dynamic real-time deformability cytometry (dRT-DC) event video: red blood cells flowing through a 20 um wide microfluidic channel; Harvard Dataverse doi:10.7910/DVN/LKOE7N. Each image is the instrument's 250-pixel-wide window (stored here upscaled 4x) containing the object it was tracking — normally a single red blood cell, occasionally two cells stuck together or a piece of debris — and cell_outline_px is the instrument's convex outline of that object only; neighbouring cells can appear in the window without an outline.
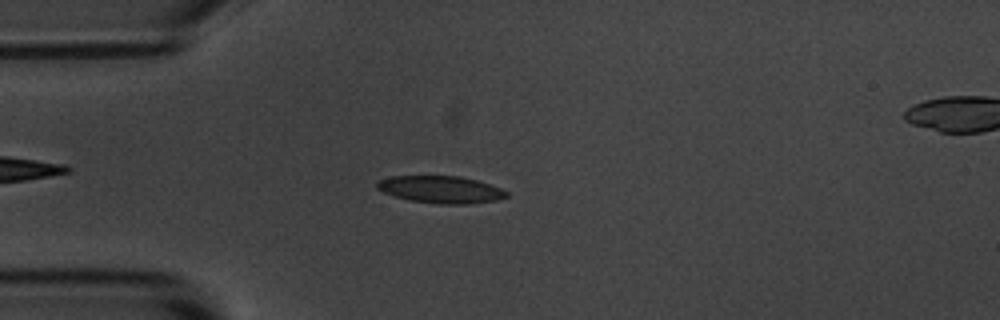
{"species": "common noctule bat (a hibernating species)", "species_latin": "Nyctalus noctula", "temperature_condition": "room temperature", "stored_images_in_passage": 5, "camera_frame_rate_fps": 3000, "um_per_image_px": 0.085, "animal": {"sex": "male", "body_mass_g": 20.1, "forearm_length_mm": 53.5}, "frame": {"image": 1, "passage_image": 4, "time_ms": 3.667, "image_size_px": [1000, 320], "cell_outline_px": [[508, 196], [496, 200], [468, 204], [440, 204], [412, 200], [396, 196], [384, 192], [376, 188], [376, 180], [392, 176], [460, 176], [476, 180], [500, 188], [508, 192]], "centroid_in_image_um": [37.45, 16.1], "position_along_channel_um": 47.5, "area_um2": 20.35}}